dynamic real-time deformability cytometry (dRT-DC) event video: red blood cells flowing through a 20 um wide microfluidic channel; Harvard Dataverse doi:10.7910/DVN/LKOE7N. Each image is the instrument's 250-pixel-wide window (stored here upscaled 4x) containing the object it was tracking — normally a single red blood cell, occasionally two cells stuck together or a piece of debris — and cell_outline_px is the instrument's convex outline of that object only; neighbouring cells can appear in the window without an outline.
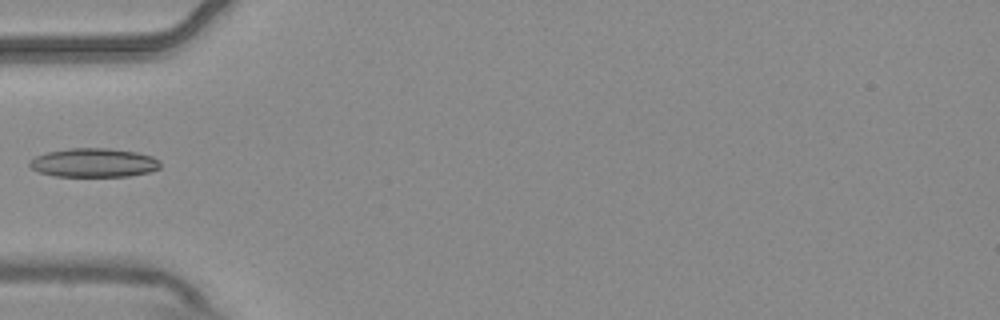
{"species": "common noctule bat (a hibernating species)", "species_latin": "Nyctalus noctula", "temperature_condition": "warm", "stored_images_in_passage": 6, "camera_frame_rate_fps": 3000, "um_per_image_px": 0.085, "animal": {"sex": "male", "body_mass_g": 20.4}, "frame": {"image": 1, "passage_image": 5, "time_ms": 1.333, "image_size_px": [1000, 320], "cell_outline_px": [[160, 168], [148, 172], [128, 176], [56, 176], [40, 172], [32, 168], [28, 164], [28, 160], [36, 156], [48, 152], [68, 148], [108, 148], [136, 152], [152, 156], [160, 160]], "centroid_in_image_um": [7.97, 13.82], "position_along_channel_um": 77.0, "area_um2": 21.96}}
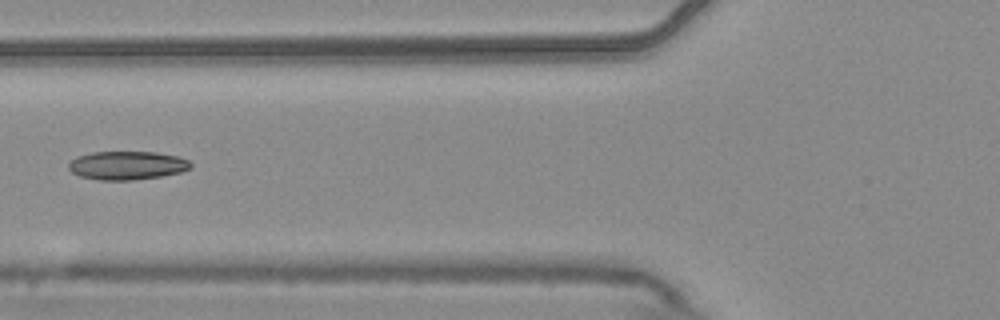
{"frame": {"image": 2, "passage_image": 6, "time_ms": 1.667, "image_size_px": [1000, 320], "cell_outline_px": [[192, 168], [180, 172], [160, 176], [132, 180], [100, 180], [80, 176], [72, 172], [68, 168], [68, 164], [76, 156], [92, 152], [156, 152], [180, 156], [188, 160], [192, 164]], "centroid_in_image_um": [10.81, 14.05], "position_along_channel_um": 115.0, "area_um2": 20.35}}